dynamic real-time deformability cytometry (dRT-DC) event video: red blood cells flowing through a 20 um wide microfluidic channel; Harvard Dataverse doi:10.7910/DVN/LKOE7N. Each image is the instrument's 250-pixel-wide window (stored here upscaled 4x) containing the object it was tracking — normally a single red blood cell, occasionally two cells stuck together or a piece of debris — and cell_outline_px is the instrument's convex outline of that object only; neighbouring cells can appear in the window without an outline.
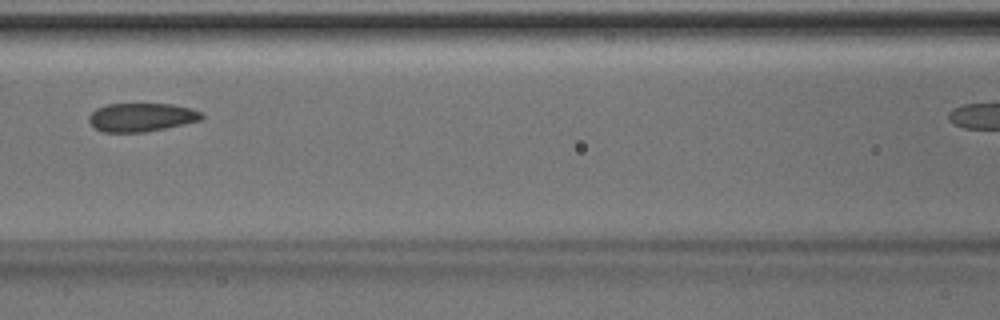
{"species": "Egyptian fruit bat (a non-hibernating species)", "species_latin": "Rousettus aegyptiacus", "temperature_condition": "room temperature", "stored_images_in_passage": 6, "camera_frame_rate_fps": 3000, "um_per_image_px": 0.085, "animal": {"sex": "male"}, "frame": {"image": 1, "passage_image": 5, "time_ms": 1.333, "image_size_px": [1000, 320], "cell_outline_px": [[204, 120], [144, 132], [104, 132], [96, 128], [88, 120], [88, 116], [96, 108], [108, 104], [172, 104], [192, 108], [200, 112], [204, 116]], "centroid_in_image_um": [12.05, 9.96], "position_along_channel_um": 154.6, "area_um2": 18.73}}